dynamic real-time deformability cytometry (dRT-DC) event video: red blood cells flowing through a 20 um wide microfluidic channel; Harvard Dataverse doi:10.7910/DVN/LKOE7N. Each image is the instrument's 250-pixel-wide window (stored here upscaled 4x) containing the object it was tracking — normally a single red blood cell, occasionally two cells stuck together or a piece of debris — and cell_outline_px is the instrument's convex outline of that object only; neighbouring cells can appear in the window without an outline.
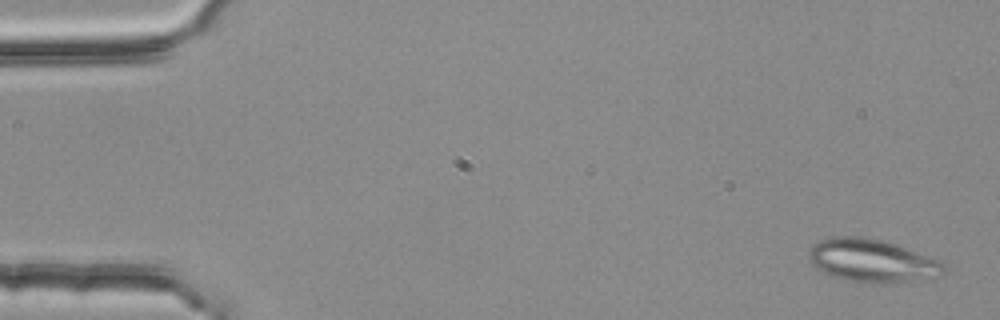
{"species": "common noctule bat (a hibernating species)", "species_latin": "Nyctalus noctula", "temperature_condition": "room temperature", "stored_images_in_passage": 3, "segment_of_instrument_passage": [2, 2], "camera_frame_rate_fps": 3000, "um_per_image_px": 0.085, "animal": {"sex": "female", "body_mass_g": 25.1}, "frame": {"image": 1, "passage_image": 3, "time_ms": 0.667, "image_size_px": [1000, 320], "cell_outline_px": [[944, 272], [940, 276], [884, 284], [872, 284], [848, 280], [832, 276], [816, 268], [812, 264], [808, 256], [808, 252], [820, 240], [832, 236], [868, 236], [896, 244], [944, 260]], "centroid_in_image_um": [74.16, 22.15], "position_along_channel_um": 10.8, "area_um2": 34.22}}